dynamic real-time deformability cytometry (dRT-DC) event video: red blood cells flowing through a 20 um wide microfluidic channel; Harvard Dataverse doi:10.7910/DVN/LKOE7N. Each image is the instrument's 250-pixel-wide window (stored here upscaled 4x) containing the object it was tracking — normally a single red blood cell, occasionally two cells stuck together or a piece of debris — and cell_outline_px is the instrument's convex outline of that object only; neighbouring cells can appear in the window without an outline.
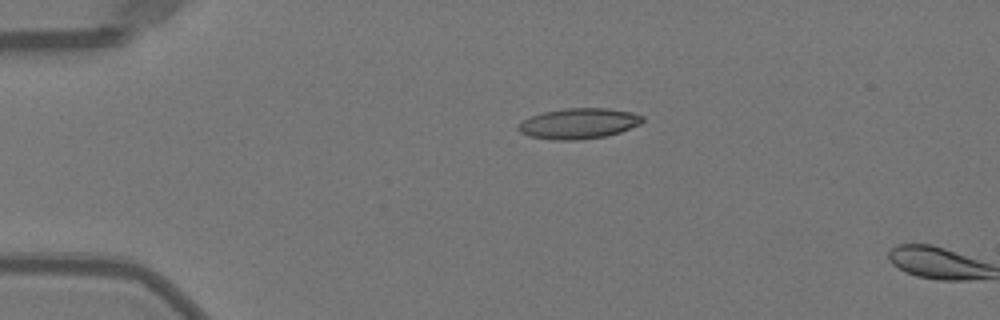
{"species": "Egyptian fruit bat (a non-hibernating species)", "species_latin": "Rousettus aegyptiacus", "temperature_condition": "warm", "stored_images_in_passage": 2, "camera_frame_rate_fps": 3000, "um_per_image_px": 0.085, "animal": {"sex": "female"}, "frame": {"image": 1, "passage_image": 1, "time_ms": 0.0, "image_size_px": [1000, 320], "cell_outline_px": [[644, 120], [640, 124], [620, 132], [604, 136], [576, 140], [552, 140], [528, 136], [520, 132], [516, 128], [524, 120], [532, 116], [544, 112], [564, 108], [608, 108], [632, 112], [644, 116]], "centroid_in_image_um": [49.2, 10.49], "position_along_channel_um": 35.8, "area_um2": 22.08}}